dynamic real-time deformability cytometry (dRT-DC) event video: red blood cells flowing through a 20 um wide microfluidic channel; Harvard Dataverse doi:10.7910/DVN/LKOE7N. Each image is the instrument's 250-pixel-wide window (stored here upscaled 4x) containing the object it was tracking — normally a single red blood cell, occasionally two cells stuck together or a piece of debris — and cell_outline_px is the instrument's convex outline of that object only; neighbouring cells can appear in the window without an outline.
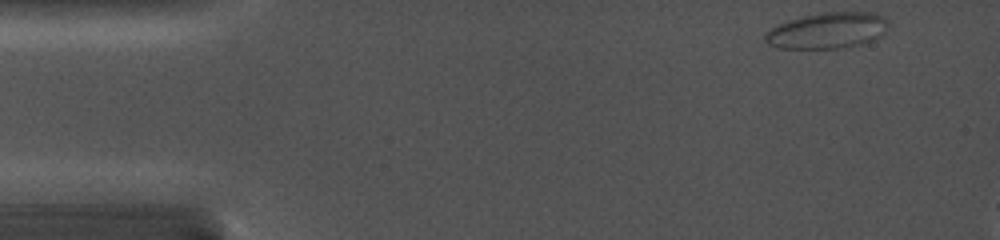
{"species": "common noctule bat (a hibernating species)", "species_latin": "Nyctalus noctula", "temperature_condition": "cold", "stored_images_in_passage": 6, "camera_frame_rate_fps": 5000, "um_per_image_px": 0.085, "animal": {"sex": "female", "body_mass_g": 19.0, "forearm_length_mm": 56.7}, "frame": {"image": 1, "passage_image": 1, "time_ms": 0.0, "image_size_px": [1000, 240], "cell_outline_px": [[888, 24], [884, 32], [876, 40], [844, 48], [780, 48], [768, 44], [764, 40], [764, 32], [768, 28], [788, 20], [820, 12], [872, 12], [884, 16], [888, 20]], "centroid_in_image_um": [70.32, 2.59], "position_along_channel_um": 14.7, "area_um2": 26.18}}